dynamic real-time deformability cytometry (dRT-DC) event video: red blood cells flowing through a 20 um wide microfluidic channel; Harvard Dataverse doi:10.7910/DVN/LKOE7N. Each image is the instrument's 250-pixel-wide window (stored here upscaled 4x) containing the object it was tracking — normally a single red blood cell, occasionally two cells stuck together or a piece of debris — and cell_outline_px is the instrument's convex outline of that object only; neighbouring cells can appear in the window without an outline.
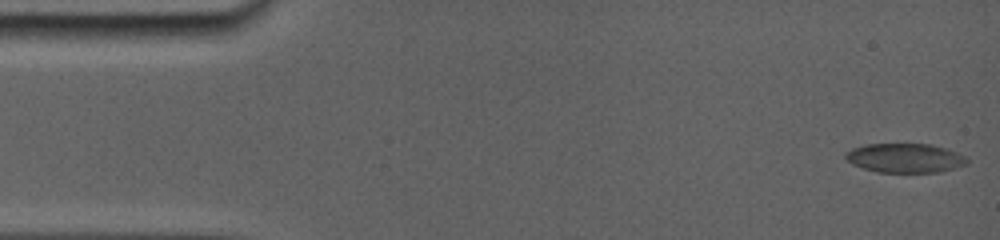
{"species": "common noctule bat (a hibernating species)", "species_latin": "Nyctalus noctula", "temperature_condition": "room temperature", "stored_images_in_passage": 55, "camera_frame_rate_fps": 5000, "um_per_image_px": 0.085, "animal": {"sex": "female", "body_mass_g": 19.0, "forearm_length_mm": 56.7}, "frame": {"image": 1, "passage_image": 1, "time_ms": 0.0, "image_size_px": [1000, 240], "cell_outline_px": [[952, 164], [948, 168], [936, 172], [880, 172], [864, 168], [848, 160], [848, 152], [856, 148], [872, 144], [924, 144], [936, 148], [944, 152], [952, 160]], "centroid_in_image_um": [76.53, 13.44], "position_along_channel_um": 8.5, "area_um2": 17.74}}
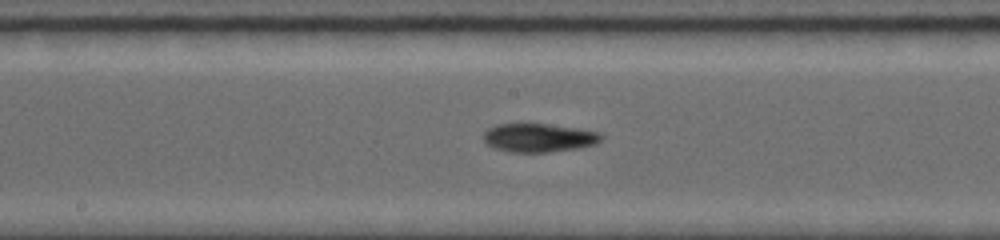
{"frame": {"image": 2, "passage_image": 24, "time_ms": 8.2, "image_size_px": [1000, 240], "cell_outline_px": [[604, 136], [600, 140], [592, 144], [576, 148], [548, 152], [512, 152], [496, 148], [488, 144], [484, 140], [484, 132], [488, 128], [496, 124], [544, 124], [572, 128], [596, 132]], "centroid_in_image_um": [45.73, 11.71], "position_along_channel_um": 202.5, "area_um2": 19.02}}
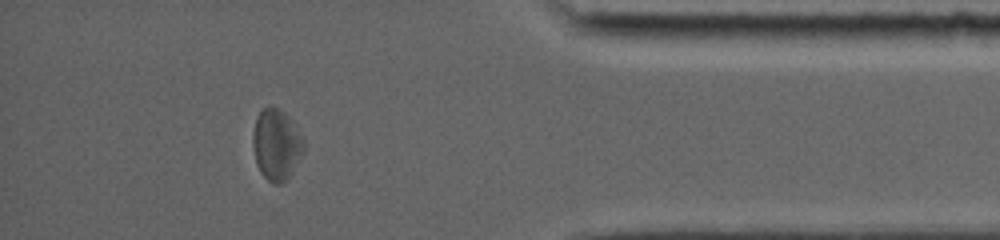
{"frame": {"image": 3, "passage_image": 46, "time_ms": 14.2, "image_size_px": [1000, 240], "cell_outline_px": [[304, 148], [288, 176], [280, 184], [272, 184], [260, 172], [256, 164], [252, 144], [252, 136], [256, 116], [264, 108], [280, 108], [288, 116], [304, 140]], "centroid_in_image_um": [23.45, 12.28], "position_along_channel_um": 411.8, "area_um2": 20.63}, "authors_computed_cell_mechanics": {"area_um2": 19.1896, "velocity_mm_per_s": 3.8163, "shape_relaxation_time_tau1_ms": null, "shape_relaxation_time_tau2_ms": 3.4418, "deformation_change_tau1": null, "deformation_change_tau2": 0.1057}}